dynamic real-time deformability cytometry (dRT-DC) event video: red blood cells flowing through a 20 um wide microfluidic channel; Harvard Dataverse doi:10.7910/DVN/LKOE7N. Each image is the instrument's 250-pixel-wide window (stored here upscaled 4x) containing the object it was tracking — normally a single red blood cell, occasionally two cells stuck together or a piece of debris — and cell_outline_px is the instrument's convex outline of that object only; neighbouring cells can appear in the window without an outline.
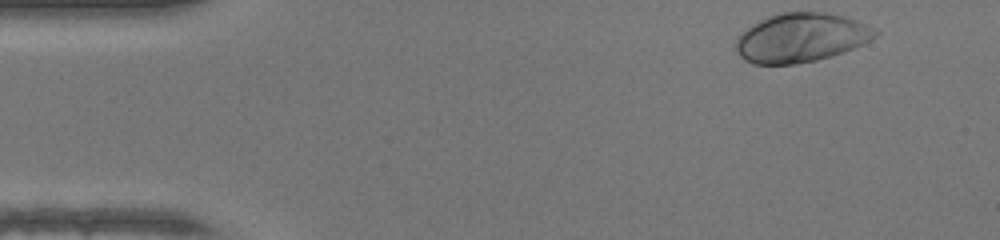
{"species": "human", "species_latin": "Homo sapiens", "temperature_condition": "warm", "stored_images_in_passage": 37, "camera_frame_rate_fps": 3000, "um_per_image_px": 0.085, "donor": {"sex": "female"}, "frame": {"image": 1, "passage_image": 1, "time_ms": 0.0, "image_size_px": [1000, 240], "cell_outline_px": [[880, 32], [876, 36], [852, 48], [816, 60], [796, 64], [752, 64], [744, 60], [740, 56], [736, 48], [736, 40], [748, 28], [760, 20], [768, 16], [780, 12], [824, 12], [844, 16], [856, 20]], "centroid_in_image_um": [68.06, 3.2], "position_along_channel_um": 16.9, "area_um2": 39.19}}
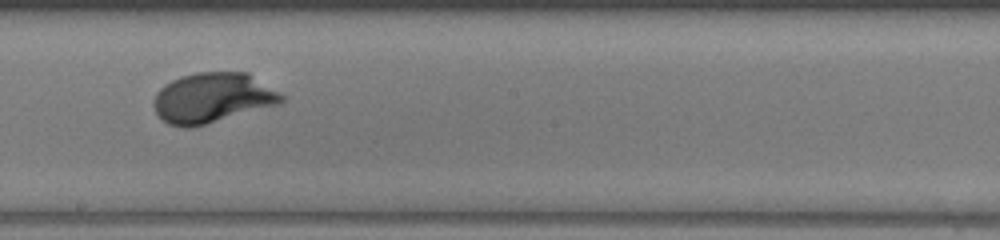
{"frame": {"image": 2, "passage_image": 23, "time_ms": 7.333, "image_size_px": [1000, 240], "cell_outline_px": [[284, 100], [280, 104], [192, 128], [184, 128], [168, 124], [156, 112], [152, 104], [156, 92], [164, 84], [180, 76], [196, 72], [248, 72], [280, 92], [284, 96]], "centroid_in_image_um": [18.06, 8.31], "position_along_channel_um": 230.1, "area_um2": 37.57}}
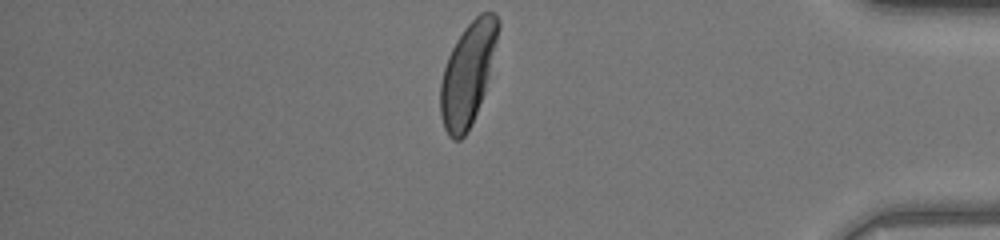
{"frame": {"image": 3, "passage_image": 37, "time_ms": 12.0, "image_size_px": [1000, 240], "cell_outline_px": [[500, 24], [488, 76], [484, 92], [472, 124], [468, 132], [460, 140], [452, 140], [448, 136], [444, 128], [440, 116], [440, 84], [444, 68], [448, 56], [456, 40], [464, 28], [480, 12], [492, 12], [500, 20]], "centroid_in_image_um": [39.73, 6.31], "position_along_channel_um": 395.5, "area_um2": 34.1}, "authors_computed_cell_mechanics": {"area_um2": 36.703, "velocity_mm_per_s": 4.2926, "shape_relaxation_time_tau1_ms": 2.2012, "shape_relaxation_time_tau2_ms": null, "deformation_change_tau1": 0.1879, "deformation_change_tau2": null}}